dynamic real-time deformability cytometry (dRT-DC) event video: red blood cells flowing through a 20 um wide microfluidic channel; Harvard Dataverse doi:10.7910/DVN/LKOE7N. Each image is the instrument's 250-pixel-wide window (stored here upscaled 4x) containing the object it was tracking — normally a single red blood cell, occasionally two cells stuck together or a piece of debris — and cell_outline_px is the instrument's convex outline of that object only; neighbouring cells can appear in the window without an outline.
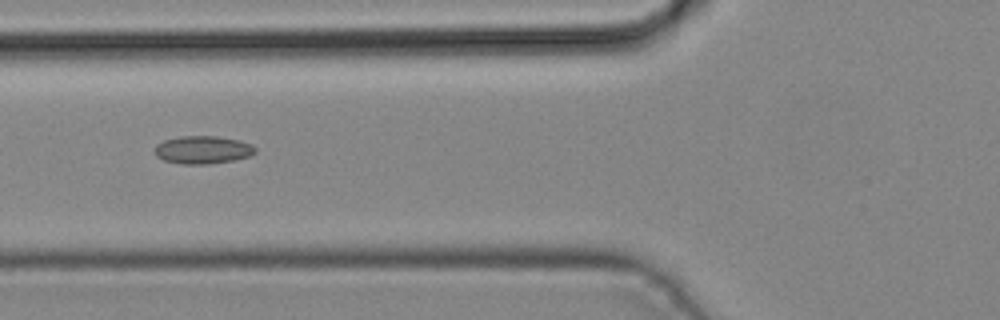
{"species": "common noctule bat (a hibernating species)", "species_latin": "Nyctalus noctula", "temperature_condition": "cold", "stored_images_in_passage": 5, "camera_frame_rate_fps": 3000, "um_per_image_px": 0.085, "animal": {"sex": "male", "body_mass_g": 19.2, "forearm_length_mm": 51.8}, "frame": {"image": 1, "passage_image": 5, "time_ms": 1.333, "image_size_px": [1000, 320], "cell_outline_px": [[256, 152], [252, 156], [236, 160], [208, 164], [184, 164], [164, 160], [156, 156], [156, 144], [164, 140], [180, 136], [216, 136], [240, 140], [252, 144], [256, 148]], "centroid_in_image_um": [17.29, 12.73], "position_along_channel_um": 108.5, "area_um2": 16.47}}